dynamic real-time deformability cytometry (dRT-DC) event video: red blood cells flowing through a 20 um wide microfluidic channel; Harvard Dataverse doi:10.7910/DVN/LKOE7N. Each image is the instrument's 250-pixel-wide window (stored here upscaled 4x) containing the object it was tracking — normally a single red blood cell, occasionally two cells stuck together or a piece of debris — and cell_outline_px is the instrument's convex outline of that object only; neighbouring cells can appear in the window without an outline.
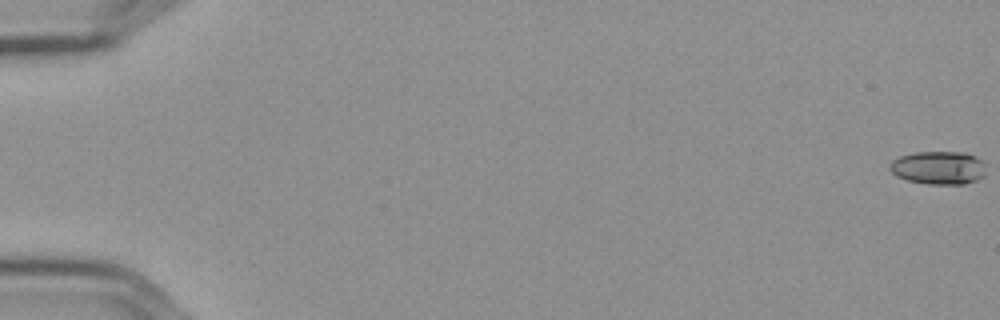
{"species": "Egyptian fruit bat (a non-hibernating species)", "species_latin": "Rousettus aegyptiacus", "temperature_condition": "cold", "stored_images_in_passage": 59, "camera_frame_rate_fps": 3000, "um_per_image_px": 0.085, "frame": {"image": 1, "passage_image": 1, "time_ms": 0.0, "image_size_px": [1000, 320], "cell_outline_px": [[984, 176], [976, 180], [964, 184], [928, 184], [908, 180], [896, 176], [888, 168], [888, 164], [892, 160], [900, 156], [916, 152], [964, 152], [976, 156], [984, 164]], "centroid_in_image_um": [79.75, 14.25], "position_along_channel_um": 5.3, "area_um2": 18.67}}
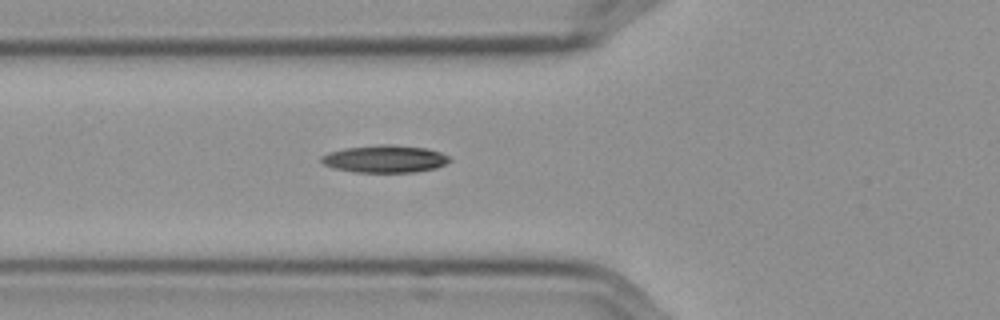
{"frame": {"image": 2, "passage_image": 23, "time_ms": 7.333, "image_size_px": [1000, 320], "cell_outline_px": [[452, 160], [436, 168], [416, 172], [356, 172], [336, 168], [324, 164], [320, 160], [320, 156], [328, 152], [344, 148], [380, 144], [392, 144], [428, 148], [440, 152], [448, 156]], "centroid_in_image_um": [32.73, 13.49], "position_along_channel_um": 93.1, "area_um2": 20.58}}
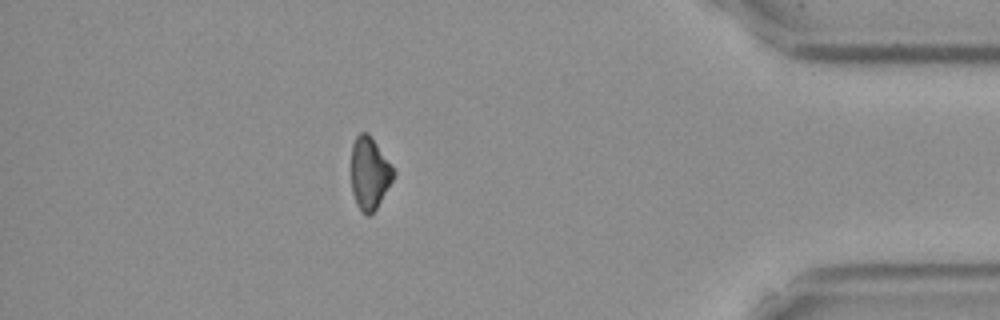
{"frame": {"image": 3, "passage_image": 52, "time_ms": 17.0, "image_size_px": [1000, 320], "cell_outline_px": [[396, 172], [392, 180], [376, 208], [368, 216], [360, 212], [356, 204], [352, 192], [352, 144], [356, 136], [360, 132], [368, 132], [372, 136]], "centroid_in_image_um": [31.4, 14.71], "position_along_channel_um": 403.8, "area_um2": 17.74}}